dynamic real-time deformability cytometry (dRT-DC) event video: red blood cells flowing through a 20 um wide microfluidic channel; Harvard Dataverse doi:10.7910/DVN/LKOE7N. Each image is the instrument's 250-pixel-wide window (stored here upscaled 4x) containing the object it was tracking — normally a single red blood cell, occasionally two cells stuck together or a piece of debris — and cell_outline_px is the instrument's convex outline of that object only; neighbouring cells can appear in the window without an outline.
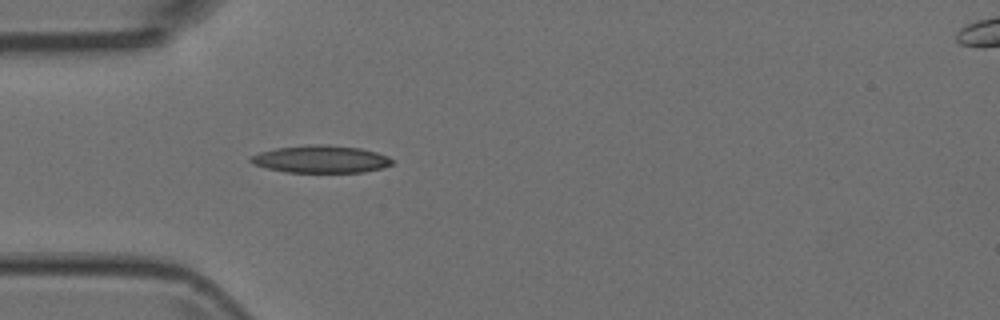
{"species": "Egyptian fruit bat (a non-hibernating species)", "species_latin": "Rousettus aegyptiacus", "temperature_condition": "room temperature", "stored_images_in_passage": 1, "camera_frame_rate_fps": 3000, "um_per_image_px": 0.085, "animal": {"sex": "female"}, "frame": {"image": 1, "passage_image": 1, "time_ms": 0.0, "image_size_px": [1000, 320], "cell_outline_px": [[396, 160], [392, 164], [380, 168], [364, 172], [284, 172], [252, 164], [248, 160], [248, 156], [260, 152], [276, 148], [316, 144], [328, 144], [360, 148], [376, 152], [388, 156]], "centroid_in_image_um": [27.26, 13.52], "position_along_channel_um": 57.7, "area_um2": 22.72}}